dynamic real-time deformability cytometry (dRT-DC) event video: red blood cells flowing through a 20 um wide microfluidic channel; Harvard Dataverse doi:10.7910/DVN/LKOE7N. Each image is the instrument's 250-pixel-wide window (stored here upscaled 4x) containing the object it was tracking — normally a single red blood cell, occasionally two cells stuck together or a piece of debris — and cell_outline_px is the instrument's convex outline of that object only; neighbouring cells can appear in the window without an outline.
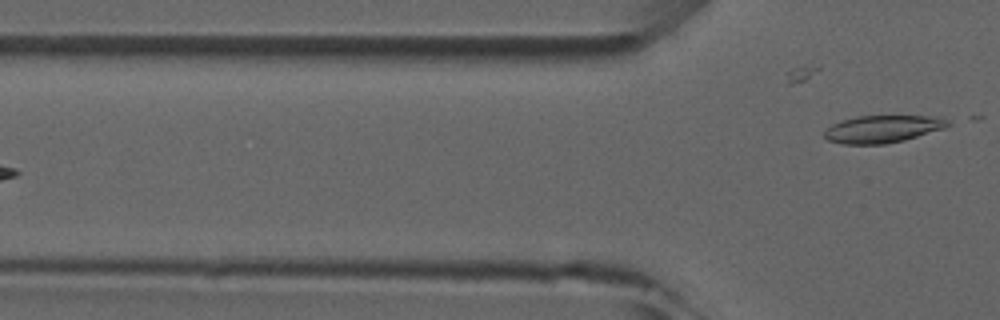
{"species": "common noctule bat (a hibernating species)", "species_latin": "Nyctalus noctula", "temperature_condition": "room temperature", "stored_images_in_passage": 6, "camera_frame_rate_fps": 3000, "um_per_image_px": 0.085, "animal": {"sex": "male", "forearm_length_mm": 52.5}, "frame": {"image": 1, "passage_image": 6, "time_ms": 6.667, "image_size_px": [1000, 320], "cell_outline_px": [[952, 124], [944, 128], [904, 140], [884, 144], [844, 144], [828, 140], [824, 136], [824, 132], [832, 124], [856, 116], [928, 116], [948, 120]], "centroid_in_image_um": [75.01, 10.97], "position_along_channel_um": 50.8, "area_um2": 19.42}}